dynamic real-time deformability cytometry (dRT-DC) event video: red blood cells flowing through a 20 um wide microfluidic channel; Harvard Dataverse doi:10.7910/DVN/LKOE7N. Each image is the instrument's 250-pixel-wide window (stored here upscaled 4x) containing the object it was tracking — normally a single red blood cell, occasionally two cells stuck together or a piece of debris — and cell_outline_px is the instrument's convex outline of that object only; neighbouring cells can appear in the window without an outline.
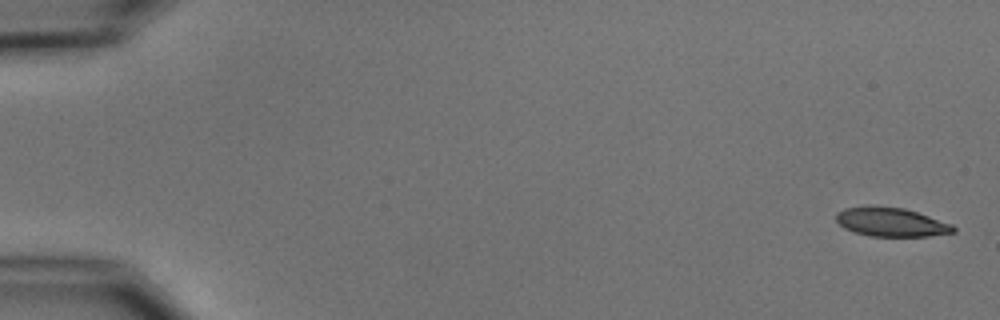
{"species": "common noctule bat (a hibernating species)", "species_latin": "Nyctalus noctula", "temperature_condition": "cold", "stored_images_in_passage": 6, "camera_frame_rate_fps": 3000, "um_per_image_px": 0.085, "animal": {"sex": "male", "body_mass_g": 15.6}, "frame": {"image": 1, "passage_image": 1, "time_ms": 0.0, "image_size_px": [1000, 320], "cell_outline_px": [[956, 232], [928, 236], [868, 236], [844, 228], [836, 220], [836, 212], [844, 208], [868, 204], [872, 204], [904, 208], [952, 224], [956, 228]], "centroid_in_image_um": [75.71, 18.85], "position_along_channel_um": 9.3, "area_um2": 20.0}}
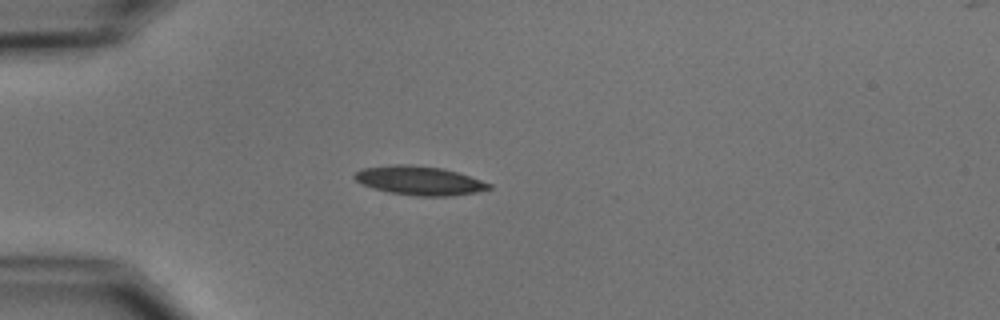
{"frame": {"image": 2, "passage_image": 5, "time_ms": 4.667, "image_size_px": [1000, 320], "cell_outline_px": [[492, 188], [476, 192], [452, 196], [416, 196], [388, 192], [360, 184], [352, 176], [360, 168], [396, 164], [408, 164], [440, 168], [456, 172], [492, 184]], "centroid_in_image_um": [35.6, 15.35], "position_along_channel_um": 49.4, "area_um2": 22.6}}